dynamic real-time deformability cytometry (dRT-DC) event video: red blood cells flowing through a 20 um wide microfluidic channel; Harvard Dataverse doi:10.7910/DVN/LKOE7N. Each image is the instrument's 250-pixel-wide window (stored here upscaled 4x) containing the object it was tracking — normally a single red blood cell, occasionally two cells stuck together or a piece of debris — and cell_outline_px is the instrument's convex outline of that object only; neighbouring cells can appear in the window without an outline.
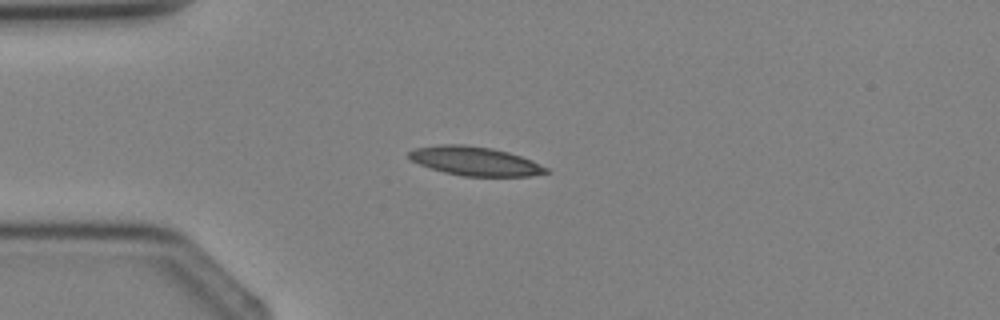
{"species": "Egyptian fruit bat (a non-hibernating species)", "species_latin": "Rousettus aegyptiacus", "temperature_condition": "cold", "stored_images_in_passage": 1, "camera_frame_rate_fps": 3000, "um_per_image_px": 0.085, "animal": {"sex": "female"}, "frame": {"image": 1, "passage_image": 1, "time_ms": 0.0, "image_size_px": [1000, 320], "cell_outline_px": [[552, 172], [532, 176], [464, 176], [444, 172], [420, 164], [412, 160], [408, 156], [408, 152], [412, 148], [440, 144], [464, 144], [492, 148], [508, 152], [532, 160], [548, 168]], "centroid_in_image_um": [40.39, 13.69], "position_along_channel_um": 44.6, "area_um2": 23.18}}